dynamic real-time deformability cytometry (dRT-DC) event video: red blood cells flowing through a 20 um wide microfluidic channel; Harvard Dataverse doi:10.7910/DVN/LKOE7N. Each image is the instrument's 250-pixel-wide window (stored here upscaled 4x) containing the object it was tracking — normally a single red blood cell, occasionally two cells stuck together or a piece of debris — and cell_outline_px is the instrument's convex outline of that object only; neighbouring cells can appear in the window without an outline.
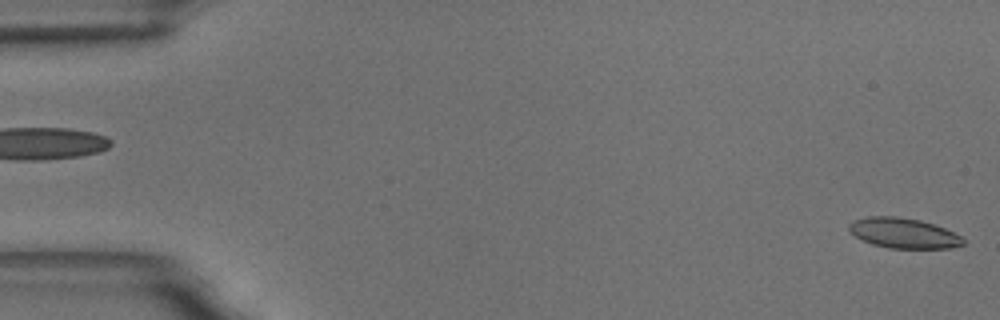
{"species": "common noctule bat (a hibernating species)", "species_latin": "Nyctalus noctula", "temperature_condition": "room temperature", "stored_images_in_passage": 3, "camera_frame_rate_fps": 3000, "um_per_image_px": 0.085, "animal": {"sex": "male", "body_mass_g": 18.8}, "frame": {"image": 1, "passage_image": 3, "time_ms": 2.333, "image_size_px": [1000, 320], "cell_outline_px": [[964, 244], [952, 248], [888, 248], [872, 244], [848, 232], [848, 224], [852, 220], [868, 216], [896, 216], [920, 220], [944, 228], [960, 236], [964, 240]], "centroid_in_image_um": [76.75, 19.81], "position_along_channel_um": 8.2, "area_um2": 20.06}}